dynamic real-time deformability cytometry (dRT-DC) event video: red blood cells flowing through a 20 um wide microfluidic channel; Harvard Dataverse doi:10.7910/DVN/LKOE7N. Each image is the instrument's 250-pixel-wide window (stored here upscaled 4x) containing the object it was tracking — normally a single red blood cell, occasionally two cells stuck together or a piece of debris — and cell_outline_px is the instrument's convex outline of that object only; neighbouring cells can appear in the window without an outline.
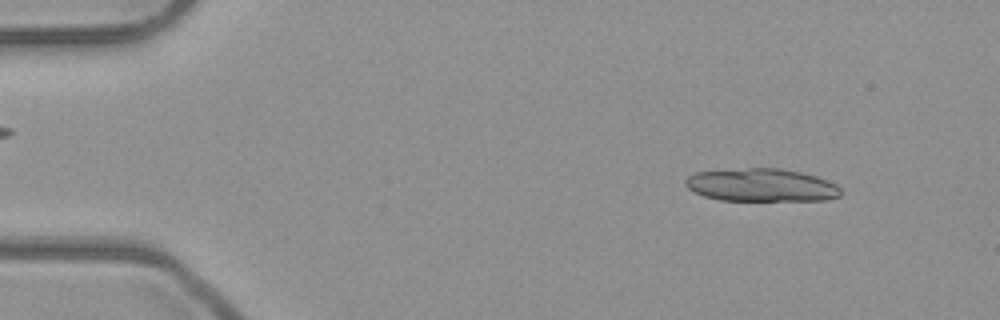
{"species": "common noctule bat (a hibernating species)", "species_latin": "Nyctalus noctula", "temperature_condition": "room temperature", "stored_images_in_passage": 7, "camera_frame_rate_fps": 3000, "um_per_image_px": 0.085, "animal": {"sex": "male", "body_mass_g": 23.1, "forearm_length_mm": 52.7}, "frame": {"image": 1, "passage_image": 1, "time_ms": 0.0, "image_size_px": [1000, 320], "cell_outline_px": [[840, 196], [828, 200], [720, 200], [704, 196], [688, 188], [684, 184], [684, 180], [688, 176], [696, 172], [748, 168], [780, 168], [800, 172], [816, 176], [828, 180], [836, 184], [840, 188]], "centroid_in_image_um": [64.73, 15.73], "position_along_channel_um": 20.3, "area_um2": 29.77}}
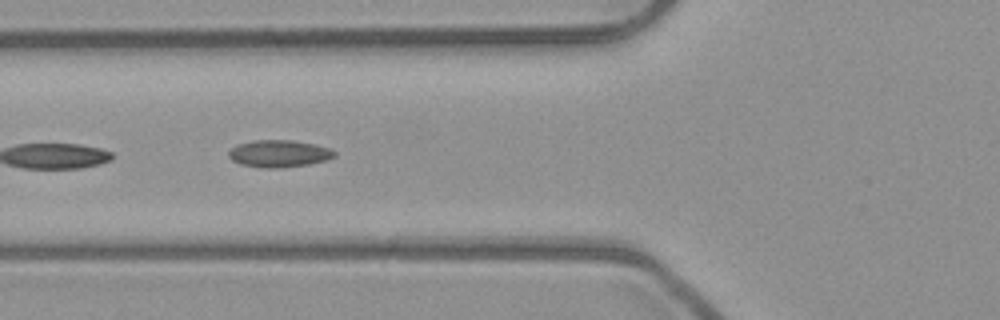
{"frame": {"image": 2, "passage_image": 5, "time_ms": 1.333, "image_size_px": [1000, 320], "cell_outline_px": [[336, 156], [324, 160], [308, 164], [280, 168], [260, 168], [240, 164], [232, 160], [228, 156], [228, 152], [236, 144], [252, 140], [292, 140], [316, 144], [328, 148], [336, 152]], "centroid_in_image_um": [23.68, 13.05], "position_along_channel_um": 102.1, "area_um2": 16.82}}
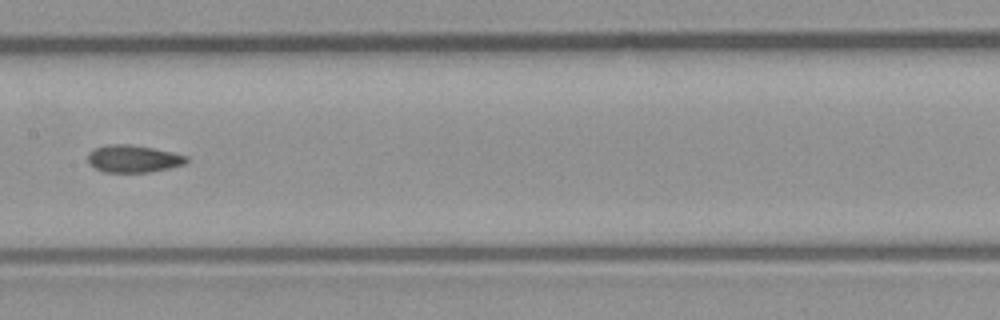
{"frame": {"image": 3, "passage_image": 7, "time_ms": 2.0, "image_size_px": [1000, 320], "cell_outline_px": [[188, 160], [184, 164], [168, 168], [148, 172], [104, 172], [88, 164], [88, 152], [96, 148], [112, 144], [128, 144], [152, 148], [172, 152], [188, 156]], "centroid_in_image_um": [11.32, 13.49], "position_along_channel_um": 196.1, "area_um2": 15.55}}